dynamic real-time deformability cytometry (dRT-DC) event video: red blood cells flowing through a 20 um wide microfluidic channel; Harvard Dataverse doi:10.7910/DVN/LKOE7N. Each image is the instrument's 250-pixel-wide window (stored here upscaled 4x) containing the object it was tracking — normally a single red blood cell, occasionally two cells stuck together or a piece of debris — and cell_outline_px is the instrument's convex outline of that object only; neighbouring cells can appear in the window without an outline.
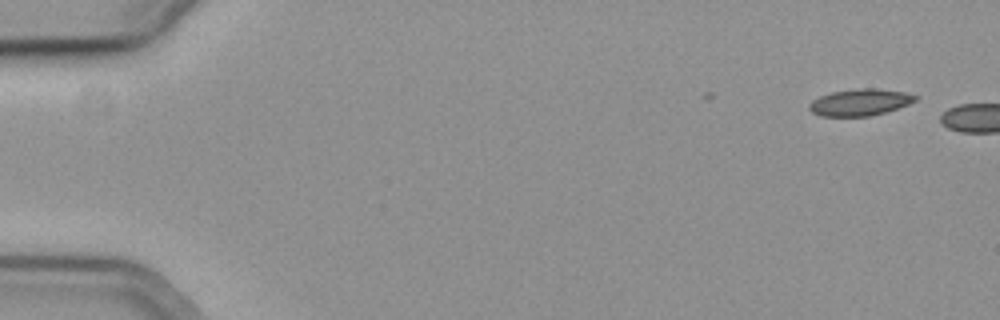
{"species": "common noctule bat (a hibernating species)", "species_latin": "Nyctalus noctula", "temperature_condition": "cold", "stored_images_in_passage": 4, "camera_frame_rate_fps": 3000, "um_per_image_px": 0.085, "animal": {"sex": "female", "body_mass_g": 19.3, "forearm_length_mm": 54.1}, "frame": {"image": 1, "passage_image": 1, "time_ms": 0.0, "image_size_px": [1000, 320], "cell_outline_px": [[920, 96], [916, 100], [908, 104], [884, 112], [868, 116], [820, 116], [812, 112], [808, 108], [808, 104], [812, 100], [820, 96], [832, 92], [856, 88], [872, 88], [904, 92]], "centroid_in_image_um": [73.07, 8.69], "position_along_channel_um": 11.9, "area_um2": 16.42}}